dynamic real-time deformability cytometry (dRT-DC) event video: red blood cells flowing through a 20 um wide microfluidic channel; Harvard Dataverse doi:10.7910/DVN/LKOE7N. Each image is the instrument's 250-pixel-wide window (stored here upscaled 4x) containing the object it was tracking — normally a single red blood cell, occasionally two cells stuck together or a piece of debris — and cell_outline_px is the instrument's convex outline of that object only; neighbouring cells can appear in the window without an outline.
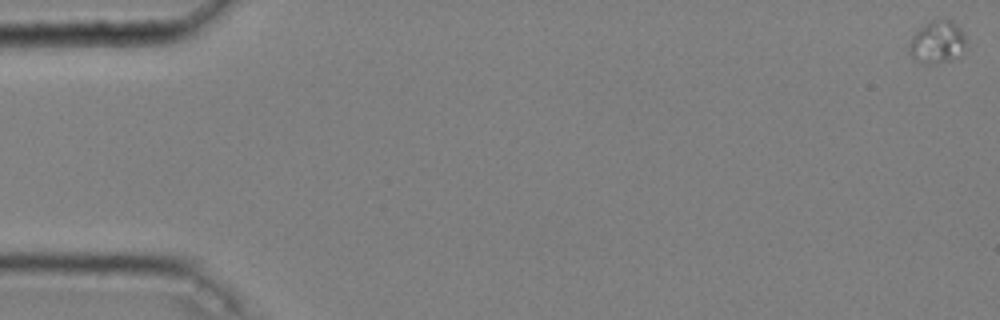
{"species": "common noctule bat (a hibernating species)", "species_latin": "Nyctalus noctula", "temperature_condition": "cold", "stored_images_in_passage": 12, "camera_frame_rate_fps": 3000, "um_per_image_px": 0.085, "animal": {"sex": "male", "body_mass_g": 20.4}, "frame": {"image": 1, "passage_image": 1, "time_ms": 0.0, "image_size_px": [1000, 320], "cell_outline_px": [[968, 48], [948, 60], [932, 64], [920, 64], [908, 52], [908, 44], [912, 36], [920, 28], [932, 20], [952, 20], [968, 36]], "centroid_in_image_um": [79.7, 3.58], "position_along_channel_um": 5.3, "area_um2": 14.33}}